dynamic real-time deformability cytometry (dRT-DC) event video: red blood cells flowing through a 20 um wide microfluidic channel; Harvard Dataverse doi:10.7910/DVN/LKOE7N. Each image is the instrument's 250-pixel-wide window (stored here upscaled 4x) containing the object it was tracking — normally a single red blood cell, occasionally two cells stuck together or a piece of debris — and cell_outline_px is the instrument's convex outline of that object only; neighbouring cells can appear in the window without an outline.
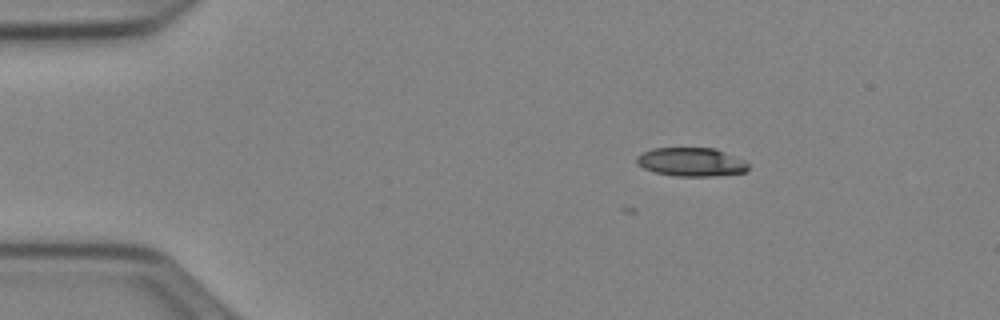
{"species": "Egyptian fruit bat (a non-hibernating species)", "species_latin": "Rousettus aegyptiacus", "temperature_condition": "cold", "stored_images_in_passage": 3, "camera_frame_rate_fps": 3000, "um_per_image_px": 0.085, "animal": {"sex": "female"}, "frame": {"image": 1, "passage_image": 1, "time_ms": 0.0, "image_size_px": [1000, 320], "cell_outline_px": [[748, 168], [744, 172], [712, 176], [676, 176], [656, 172], [644, 168], [636, 164], [636, 156], [652, 148], [716, 148], [744, 160], [748, 164]], "centroid_in_image_um": [58.74, 13.76], "position_along_channel_um": 26.3, "area_um2": 18.55}}